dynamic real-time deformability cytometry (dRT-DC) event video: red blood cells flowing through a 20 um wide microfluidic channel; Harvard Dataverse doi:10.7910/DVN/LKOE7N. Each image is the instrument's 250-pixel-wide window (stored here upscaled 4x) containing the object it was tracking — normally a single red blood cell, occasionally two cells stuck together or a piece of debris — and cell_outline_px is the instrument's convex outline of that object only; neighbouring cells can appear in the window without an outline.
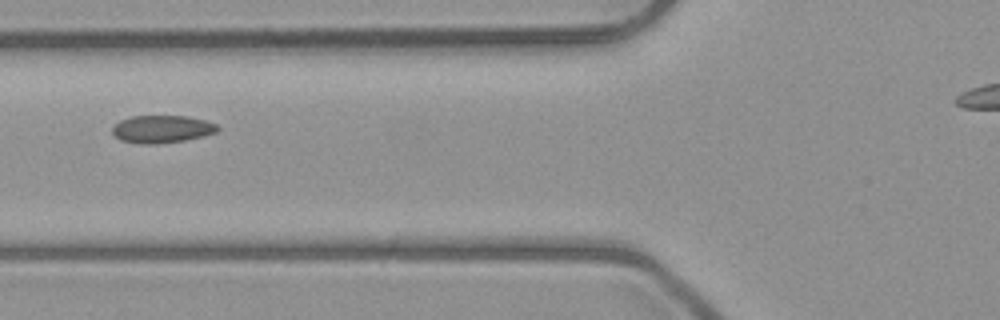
{"species": "common noctule bat (a hibernating species)", "species_latin": "Nyctalus noctula", "temperature_condition": "room temperature", "stored_images_in_passage": 6, "camera_frame_rate_fps": 3000, "um_per_image_px": 0.085, "animal": {"sex": "male", "body_mass_g": 23.1, "forearm_length_mm": 52.7}, "frame": {"image": 1, "passage_image": 5, "time_ms": 4.667, "image_size_px": [1000, 320], "cell_outline_px": [[220, 128], [216, 132], [204, 136], [184, 140], [148, 144], [120, 140], [112, 132], [112, 128], [120, 120], [132, 116], [188, 116], [204, 120], [216, 124]], "centroid_in_image_um": [13.78, 10.96], "position_along_channel_um": 112.0, "area_um2": 16.65}}
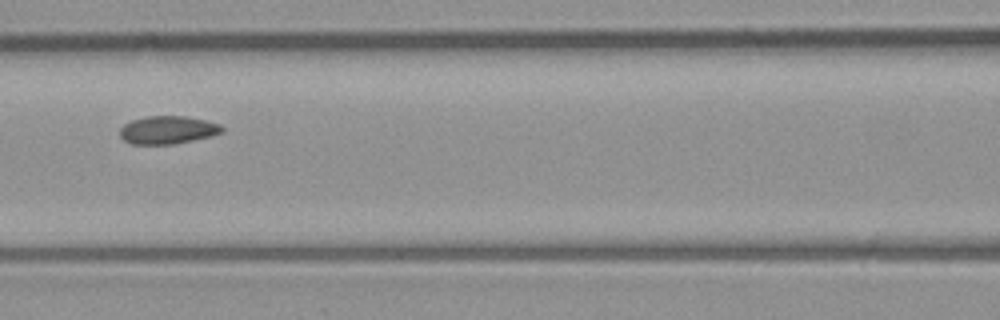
{"frame": {"image": 2, "passage_image": 6, "time_ms": 5.667, "image_size_px": [1000, 320], "cell_outline_px": [[224, 132], [212, 136], [172, 144], [132, 144], [124, 140], [120, 136], [120, 128], [124, 124], [132, 120], [148, 116], [184, 116], [204, 120], [220, 124], [224, 128]], "centroid_in_image_um": [14.26, 11.04], "position_along_channel_um": 152.3, "area_um2": 16.59}}